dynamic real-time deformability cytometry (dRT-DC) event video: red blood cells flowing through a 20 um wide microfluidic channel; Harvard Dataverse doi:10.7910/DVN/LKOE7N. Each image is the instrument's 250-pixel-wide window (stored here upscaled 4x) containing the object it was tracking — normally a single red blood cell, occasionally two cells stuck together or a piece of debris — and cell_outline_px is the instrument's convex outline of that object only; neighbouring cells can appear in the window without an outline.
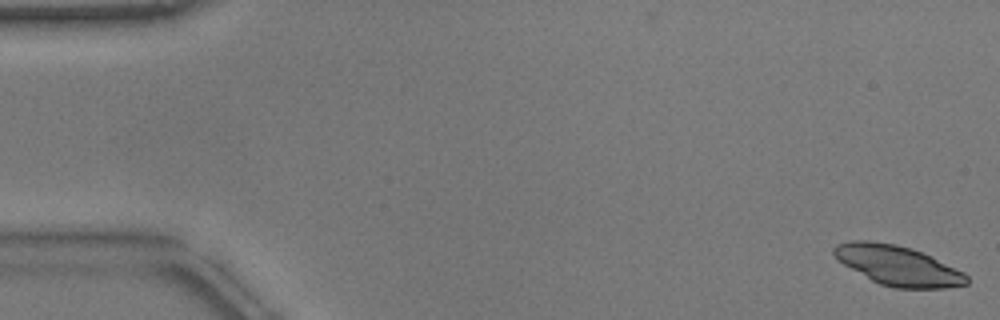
{"species": "common noctule bat (a hibernating species)", "species_latin": "Nyctalus noctula", "temperature_condition": "warm", "stored_images_in_passage": 15, "camera_frame_rate_fps": 3000, "um_per_image_px": 0.085, "animal": {"sex": "male", "body_mass_g": 17.9}, "frame": {"image": 1, "passage_image": 1, "time_ms": 0.0, "image_size_px": [1000, 320], "cell_outline_px": [[968, 284], [948, 288], [892, 288], [880, 284], [872, 280], [836, 260], [832, 252], [832, 248], [836, 244], [852, 240], [868, 240], [896, 244], [912, 248], [932, 256], [964, 272], [968, 276]], "centroid_in_image_um": [76.31, 22.56], "position_along_channel_um": 8.7, "area_um2": 30.98}}